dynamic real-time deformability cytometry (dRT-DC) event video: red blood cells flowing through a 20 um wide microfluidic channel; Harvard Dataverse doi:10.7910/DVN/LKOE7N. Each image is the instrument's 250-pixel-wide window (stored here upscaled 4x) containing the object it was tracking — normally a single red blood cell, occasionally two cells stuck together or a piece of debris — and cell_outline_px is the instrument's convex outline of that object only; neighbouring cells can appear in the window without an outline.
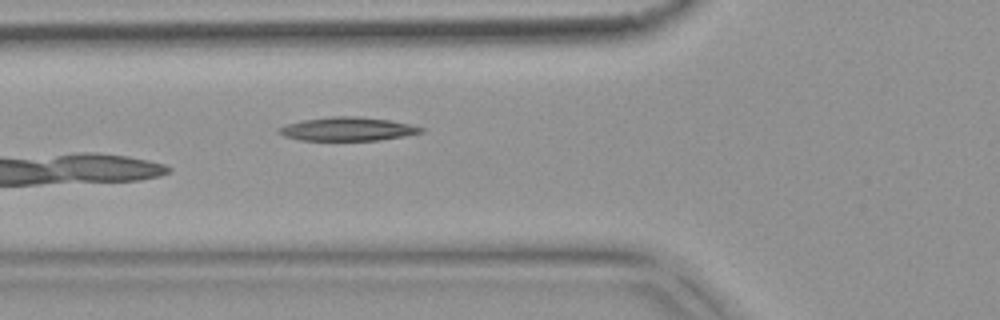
{"species": "common noctule bat (a hibernating species)", "species_latin": "Nyctalus noctula", "temperature_condition": "warm", "stored_images_in_passage": 5, "camera_frame_rate_fps": 3000, "um_per_image_px": 0.085, "animal": {"sex": "female", "body_mass_g": 18.4}, "frame": {"image": 1, "passage_image": 5, "time_ms": 1.333, "image_size_px": [1000, 320], "cell_outline_px": [[424, 132], [404, 136], [380, 140], [300, 140], [284, 136], [276, 132], [276, 128], [300, 120], [332, 116], [356, 116], [388, 120], [412, 124], [424, 128]], "centroid_in_image_um": [29.52, 10.96], "position_along_channel_um": 96.3, "area_um2": 19.65}}